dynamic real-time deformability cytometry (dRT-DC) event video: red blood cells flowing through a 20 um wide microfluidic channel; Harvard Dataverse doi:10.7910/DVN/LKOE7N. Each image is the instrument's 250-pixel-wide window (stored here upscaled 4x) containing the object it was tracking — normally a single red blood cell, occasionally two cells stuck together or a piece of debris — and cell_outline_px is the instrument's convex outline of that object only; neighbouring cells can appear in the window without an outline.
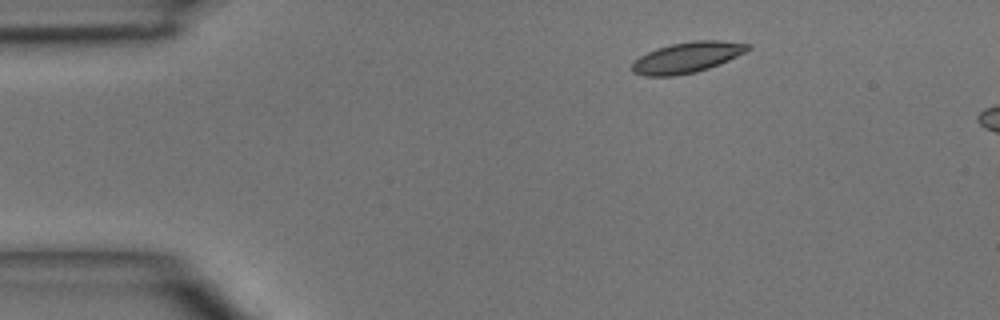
{"species": "common noctule bat (a hibernating species)", "species_latin": "Nyctalus noctula", "temperature_condition": "room temperature", "stored_images_in_passage": 2, "camera_frame_rate_fps": 3000, "um_per_image_px": 0.085, "animal": {"sex": "male", "body_mass_g": 15.6}, "frame": {"image": 1, "passage_image": 1, "time_ms": 0.0, "image_size_px": [1000, 320], "cell_outline_px": [[752, 48], [728, 60], [708, 68], [696, 72], [676, 76], [644, 76], [632, 72], [632, 64], [640, 56], [656, 48], [672, 44], [696, 40], [720, 40], [752, 44]], "centroid_in_image_um": [58.41, 4.88], "position_along_channel_um": 26.6, "area_um2": 20.63}}